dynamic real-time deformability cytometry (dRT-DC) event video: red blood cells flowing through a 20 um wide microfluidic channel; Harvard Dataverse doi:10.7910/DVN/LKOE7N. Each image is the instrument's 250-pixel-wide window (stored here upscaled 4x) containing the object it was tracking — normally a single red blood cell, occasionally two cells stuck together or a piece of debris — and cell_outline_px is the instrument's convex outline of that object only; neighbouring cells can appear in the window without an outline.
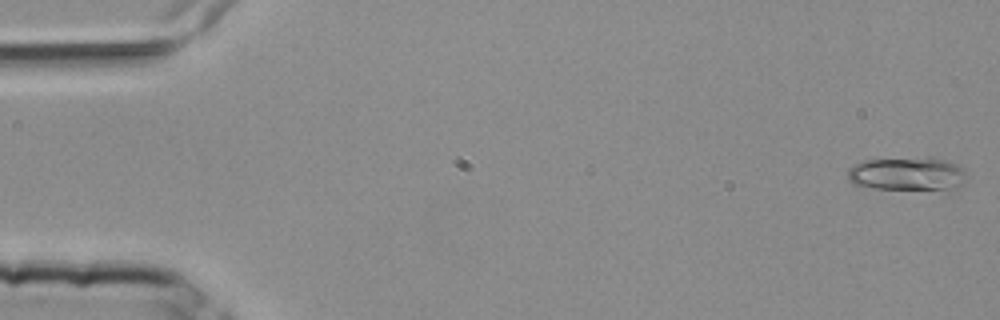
{"species": "common noctule bat (a hibernating species)", "species_latin": "Nyctalus noctula", "temperature_condition": "room temperature", "stored_images_in_passage": 5, "camera_frame_rate_fps": 3000, "um_per_image_px": 0.085, "animal": {"sex": "female", "body_mass_g": 25.1}, "frame": {"image": 1, "passage_image": 1, "time_ms": 0.0, "image_size_px": [1000, 320], "cell_outline_px": [[964, 180], [960, 188], [952, 192], [872, 188], [852, 184], [848, 180], [848, 168], [864, 160], [928, 156], [944, 160], [956, 164], [964, 168]], "centroid_in_image_um": [77.18, 14.81], "position_along_channel_um": 7.8, "area_um2": 24.33}}
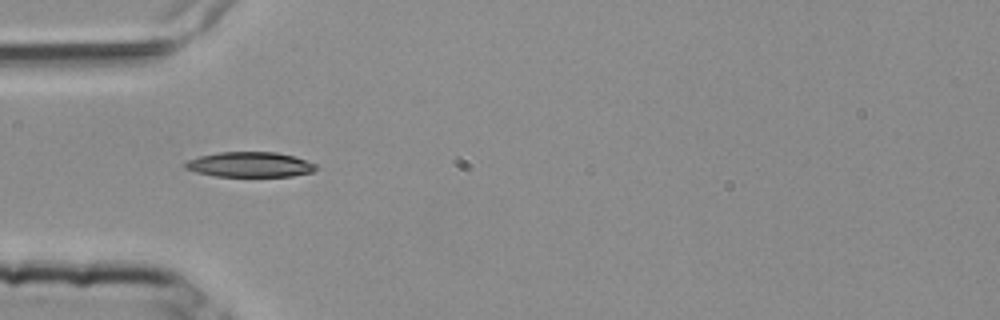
{"frame": {"image": 2, "passage_image": 5, "time_ms": 1.333, "image_size_px": [1000, 320], "cell_outline_px": [[316, 168], [312, 172], [292, 176], [216, 176], [196, 172], [184, 168], [184, 164], [188, 160], [200, 156], [220, 152], [276, 152], [292, 156], [316, 164]], "centroid_in_image_um": [21.22, 13.99], "position_along_channel_um": 63.8, "area_um2": 18.9}}